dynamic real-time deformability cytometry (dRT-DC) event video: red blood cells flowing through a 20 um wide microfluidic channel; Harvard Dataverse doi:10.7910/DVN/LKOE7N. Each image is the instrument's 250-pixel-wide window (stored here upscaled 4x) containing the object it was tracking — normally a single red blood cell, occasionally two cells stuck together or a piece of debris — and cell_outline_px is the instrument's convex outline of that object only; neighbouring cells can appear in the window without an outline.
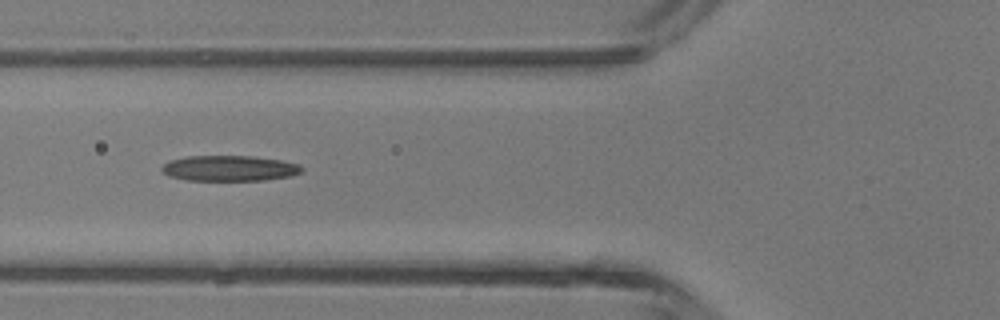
{"species": "common noctule bat (a hibernating species)", "species_latin": "Nyctalus noctula", "temperature_condition": "room temperature", "stored_images_in_passage": 5, "camera_frame_rate_fps": 3000, "um_per_image_px": 0.085, "animal": {"sex": "male", "body_mass_g": 13.3}, "frame": {"image": 1, "passage_image": 4, "time_ms": 4.333, "image_size_px": [1000, 320], "cell_outline_px": [[304, 168], [300, 172], [292, 176], [264, 180], [188, 180], [168, 176], [160, 168], [164, 164], [172, 160], [188, 156], [252, 156], [280, 160], [300, 164]], "centroid_in_image_um": [19.53, 14.3], "position_along_channel_um": 106.3, "area_um2": 20.75}}
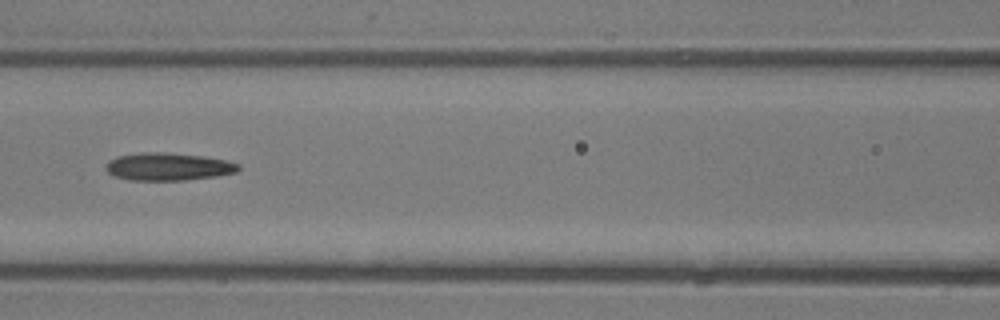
{"frame": {"image": 2, "passage_image": 5, "time_ms": 5.333, "image_size_px": [1000, 320], "cell_outline_px": [[240, 168], [236, 172], [216, 176], [184, 180], [128, 180], [116, 176], [108, 172], [104, 168], [108, 160], [120, 156], [144, 152], [156, 152], [200, 156], [224, 160], [240, 164]], "centroid_in_image_um": [14.27, 14.17], "position_along_channel_um": 152.3, "area_um2": 21.04}}